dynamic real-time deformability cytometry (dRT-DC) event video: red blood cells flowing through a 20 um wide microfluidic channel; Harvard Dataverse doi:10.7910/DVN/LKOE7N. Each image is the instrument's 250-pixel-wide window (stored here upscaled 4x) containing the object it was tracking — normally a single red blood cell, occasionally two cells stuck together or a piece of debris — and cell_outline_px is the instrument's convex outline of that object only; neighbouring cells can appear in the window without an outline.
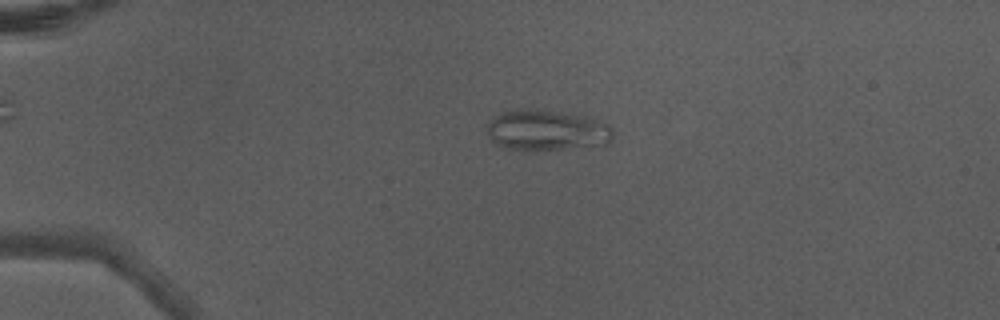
{"species": "Egyptian fruit bat (a non-hibernating species)", "species_latin": "Rousettus aegyptiacus", "temperature_condition": "warm", "stored_images_in_passage": 5, "camera_frame_rate_fps": 3000, "um_per_image_px": 0.085, "animal": {"sex": "male"}, "frame": {"image": 1, "passage_image": 4, "time_ms": 1.0, "image_size_px": [1000, 320], "cell_outline_px": [[612, 140], [604, 144], [560, 148], [504, 148], [496, 144], [488, 136], [488, 124], [500, 112], [512, 108], [536, 108], [584, 116], [608, 124], [612, 128]], "centroid_in_image_um": [46.43, 11.02], "position_along_channel_um": 38.6, "area_um2": 29.25}}
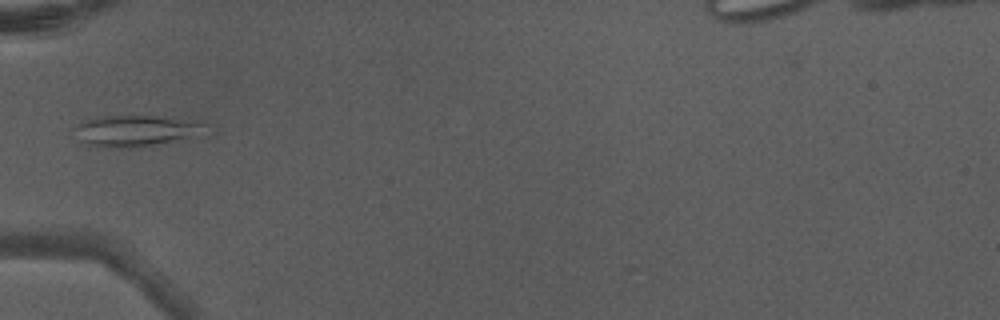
{"frame": {"image": 2, "passage_image": 5, "time_ms": 1.333, "image_size_px": [1000, 320], "cell_outline_px": [[208, 124], [184, 136], [168, 140], [148, 144], [124, 148], [88, 144], [80, 140], [72, 128], [96, 116], [152, 116], [204, 120]], "centroid_in_image_um": [11.41, 11.06], "position_along_channel_um": 73.6, "area_um2": 22.31}}